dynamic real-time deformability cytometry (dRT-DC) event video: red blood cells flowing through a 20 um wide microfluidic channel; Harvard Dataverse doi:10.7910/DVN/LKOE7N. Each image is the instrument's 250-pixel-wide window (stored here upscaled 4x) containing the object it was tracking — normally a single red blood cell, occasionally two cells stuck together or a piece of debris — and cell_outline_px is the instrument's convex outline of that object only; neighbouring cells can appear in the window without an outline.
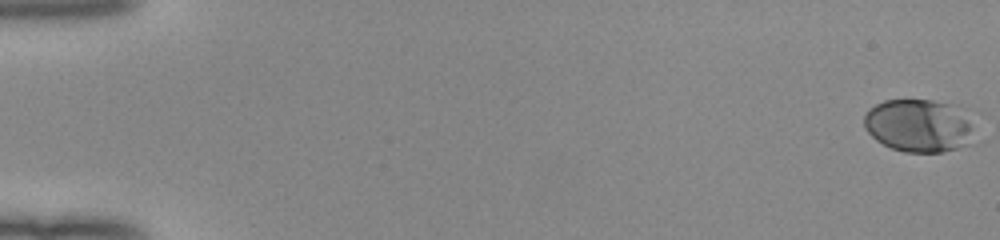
{"species": "human", "species_latin": "Homo sapiens", "temperature_condition": "room temperature", "stored_images_in_passage": 53, "camera_frame_rate_fps": 3000, "um_per_image_px": 0.085, "donor": {"sex": "female"}, "frame": {"image": 1, "passage_image": 1, "time_ms": 0.0, "image_size_px": [1000, 240], "cell_outline_px": [[976, 140], [972, 144], [944, 152], [904, 152], [892, 148], [876, 140], [864, 128], [864, 116], [876, 104], [884, 100], [932, 100], [948, 104], [968, 124]], "centroid_in_image_um": [78.03, 10.72], "position_along_channel_um": 7.0, "area_um2": 33.23}}
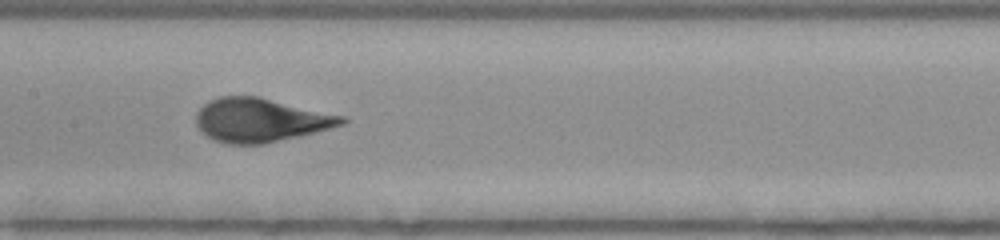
{"frame": {"image": 2, "passage_image": 28, "time_ms": 9.0, "image_size_px": [1000, 240], "cell_outline_px": [[348, 120], [344, 124], [300, 136], [264, 144], [228, 144], [216, 140], [200, 132], [196, 124], [196, 112], [208, 100], [220, 96], [256, 96], [348, 116]], "centroid_in_image_um": [22.15, 10.2], "position_along_channel_um": 185.2, "area_um2": 37.34}}
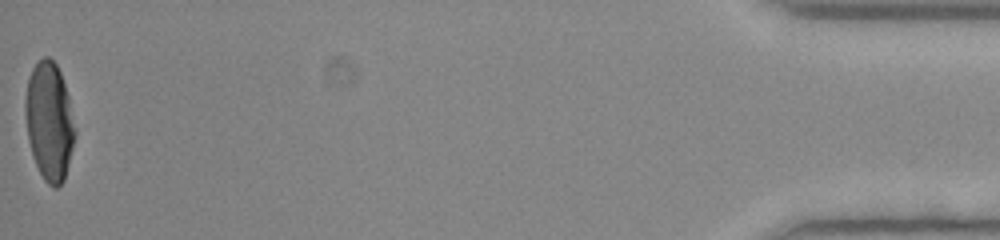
{"frame": {"image": 3, "passage_image": 53, "time_ms": 17.333, "image_size_px": [1000, 240], "cell_outline_px": [[76, 132], [64, 180], [56, 188], [48, 184], [44, 180], [32, 156], [28, 140], [24, 112], [24, 100], [28, 76], [32, 68], [44, 56], [48, 56], [56, 64], [60, 72], [68, 96], [76, 128]], "centroid_in_image_um": [4.17, 10.3], "position_along_channel_um": 431.0, "area_um2": 34.28}, "authors_computed_cell_mechanics": {"area_um2": 35.1424, "velocity_mm_per_s": 4.0248, "shape_relaxation_time_tau1_ms": 4.6869, "shape_relaxation_time_tau2_ms": null, "deformation_change_tau1": 0.2002, "deformation_change_tau2": null}}